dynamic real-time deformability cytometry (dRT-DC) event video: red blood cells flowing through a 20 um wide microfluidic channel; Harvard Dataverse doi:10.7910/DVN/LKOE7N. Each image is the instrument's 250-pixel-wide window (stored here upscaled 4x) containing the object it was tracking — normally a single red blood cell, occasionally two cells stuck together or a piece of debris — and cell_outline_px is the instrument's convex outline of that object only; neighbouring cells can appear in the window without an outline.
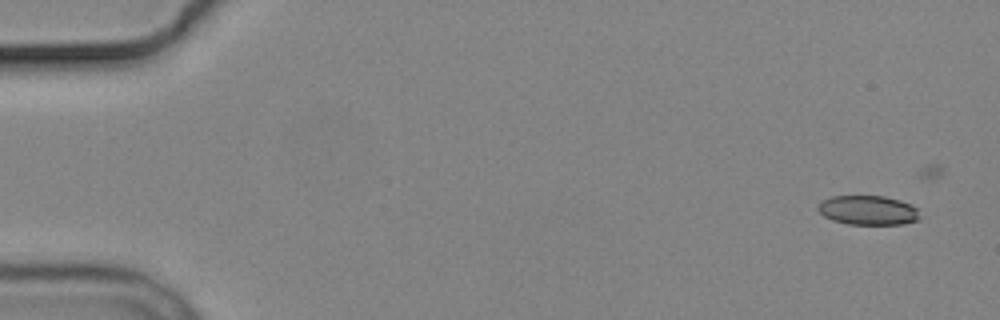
{"species": "common noctule bat (a hibernating species)", "species_latin": "Nyctalus noctula", "temperature_condition": "cold", "stored_images_in_passage": 5, "camera_frame_rate_fps": 3000, "um_per_image_px": 0.085, "animal": {"sex": "male", "body_mass_g": 19.2, "forearm_length_mm": 51.8}, "frame": {"image": 1, "passage_image": 1, "time_ms": 0.0, "image_size_px": [1000, 320], "cell_outline_px": [[920, 220], [904, 224], [848, 224], [832, 220], [824, 216], [816, 208], [824, 200], [832, 196], [884, 196], [900, 200], [916, 208], [920, 216]], "centroid_in_image_um": [73.8, 17.88], "position_along_channel_um": 11.2, "area_um2": 17.34}}